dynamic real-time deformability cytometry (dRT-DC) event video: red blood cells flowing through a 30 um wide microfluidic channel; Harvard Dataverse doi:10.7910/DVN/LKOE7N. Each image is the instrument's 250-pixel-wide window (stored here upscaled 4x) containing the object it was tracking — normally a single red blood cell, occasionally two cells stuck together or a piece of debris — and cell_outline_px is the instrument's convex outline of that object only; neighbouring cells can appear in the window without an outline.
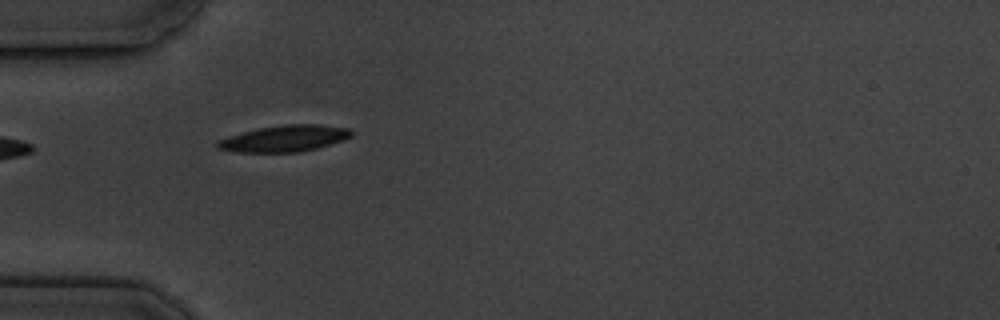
{"species": "common noctule bat (a hibernating species)", "species_latin": "Nyctalus noctula", "temperature_condition": "cold", "stored_images_in_passage": 4, "camera_frame_rate_fps": 3000, "um_per_image_px": 0.085, "animal": {"sex": "male", "body_mass_g": 19.5, "forearm_length_mm": 54.6}, "frame": {"image": 1, "passage_image": 2, "time_ms": 1.0, "image_size_px": [1000, 320], "cell_outline_px": [[352, 136], [344, 140], [316, 148], [300, 152], [236, 152], [216, 148], [216, 140], [228, 136], [260, 128], [284, 124], [316, 124], [348, 128], [352, 132]], "centroid_in_image_um": [24.16, 11.77], "position_along_channel_um": 60.8, "area_um2": 20.52}}
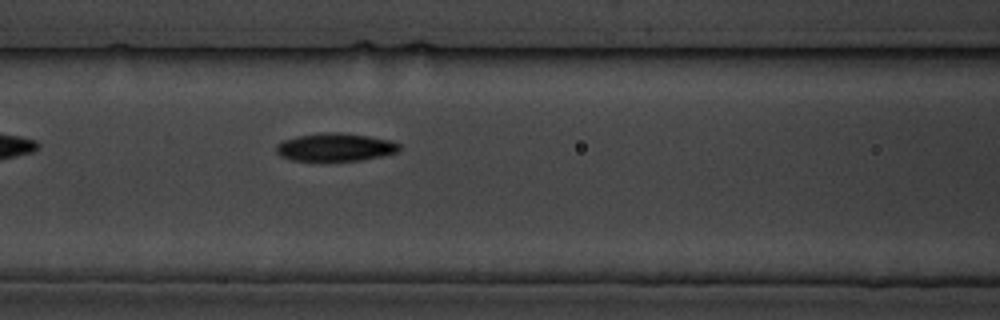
{"frame": {"image": 2, "passage_image": 4, "time_ms": 3.333, "image_size_px": [1000, 320], "cell_outline_px": [[400, 152], [360, 160], [292, 160], [280, 156], [276, 152], [276, 144], [284, 140], [296, 136], [324, 132], [340, 132], [368, 136], [392, 140], [400, 144]], "centroid_in_image_um": [28.51, 12.5], "position_along_channel_um": 138.1, "area_um2": 20.06}}